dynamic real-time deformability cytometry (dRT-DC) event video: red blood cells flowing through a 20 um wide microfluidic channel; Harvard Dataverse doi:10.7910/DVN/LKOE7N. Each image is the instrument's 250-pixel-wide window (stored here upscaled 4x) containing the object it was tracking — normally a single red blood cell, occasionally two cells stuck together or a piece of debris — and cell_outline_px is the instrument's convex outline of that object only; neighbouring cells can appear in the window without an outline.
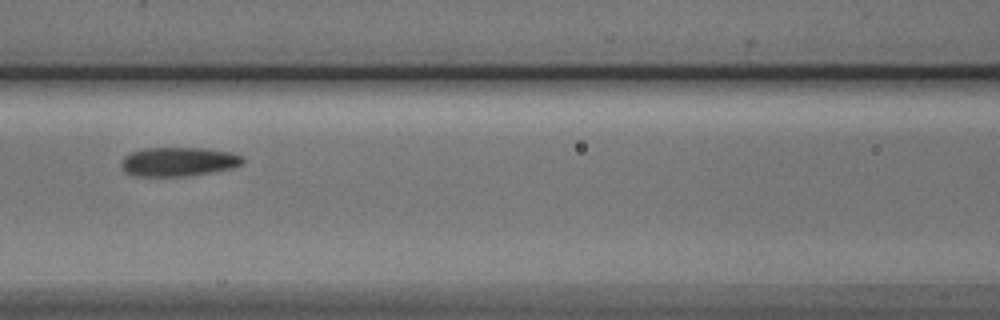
{"species": "Egyptian fruit bat (a non-hibernating species)", "species_latin": "Rousettus aegyptiacus", "temperature_condition": "cold", "stored_images_in_passage": 10, "camera_frame_rate_fps": 3000, "um_per_image_px": 0.085, "animal": {"sex": "male"}, "frame": {"image": 1, "passage_image": 5, "time_ms": 6.0, "image_size_px": [1000, 320], "cell_outline_px": [[244, 164], [232, 168], [212, 172], [184, 176], [136, 176], [124, 172], [120, 164], [120, 160], [124, 156], [132, 152], [144, 148], [204, 148], [232, 152], [244, 156]], "centroid_in_image_um": [15.18, 13.74], "position_along_channel_um": 151.4, "area_um2": 20.81}}
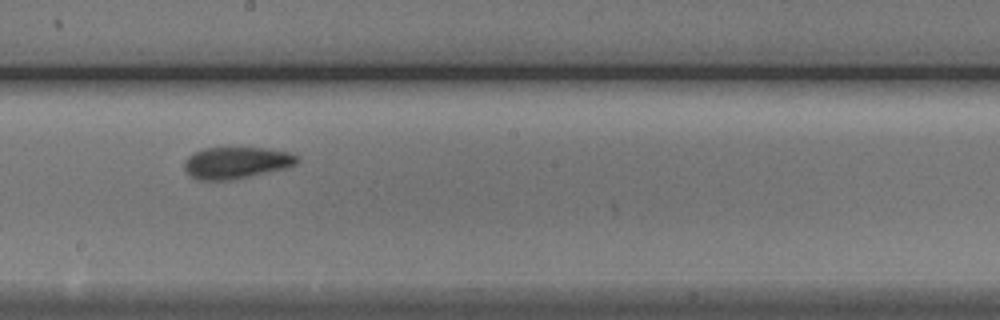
{"frame": {"image": 2, "passage_image": 7, "time_ms": 8.0, "image_size_px": [1000, 320], "cell_outline_px": [[300, 160], [296, 164], [284, 168], [236, 180], [200, 180], [192, 176], [184, 168], [184, 160], [188, 156], [204, 148], [264, 148], [288, 152], [300, 156]], "centroid_in_image_um": [20.11, 13.84], "position_along_channel_um": 228.1, "area_um2": 20.81}}
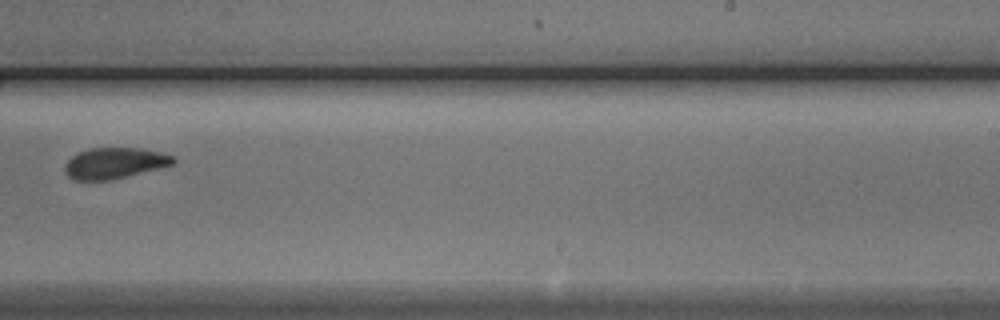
{"frame": {"image": 3, "passage_image": 8, "time_ms": 9.333, "image_size_px": [1000, 320], "cell_outline_px": [[176, 160], [172, 164], [112, 180], [76, 180], [68, 176], [64, 172], [64, 164], [76, 152], [88, 148], [140, 148], [160, 152], [176, 156]], "centroid_in_image_um": [9.7, 13.85], "position_along_channel_um": 279.3, "area_um2": 19.59}}